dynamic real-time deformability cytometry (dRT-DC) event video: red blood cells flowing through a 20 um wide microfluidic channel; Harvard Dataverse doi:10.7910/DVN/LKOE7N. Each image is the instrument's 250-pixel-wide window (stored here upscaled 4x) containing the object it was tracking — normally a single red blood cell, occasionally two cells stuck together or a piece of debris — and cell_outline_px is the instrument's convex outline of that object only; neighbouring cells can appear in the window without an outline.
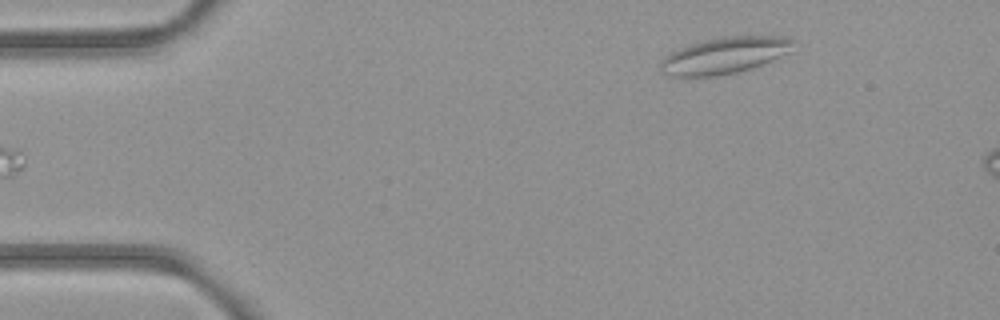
{"species": "common noctule bat (a hibernating species)", "species_latin": "Nyctalus noctula", "temperature_condition": "room temperature", "stored_images_in_passage": 4, "camera_frame_rate_fps": 3000, "um_per_image_px": 0.085, "animal": {"sex": "female", "body_mass_g": 21.9}, "frame": {"image": 1, "passage_image": 4, "time_ms": 3.333, "image_size_px": [1000, 320], "cell_outline_px": [[792, 52], [752, 68], [736, 72], [716, 76], [672, 76], [664, 72], [660, 68], [660, 60], [668, 52], [704, 40], [724, 36], [784, 36], [792, 40]], "centroid_in_image_um": [61.58, 4.7], "position_along_channel_um": 23.4, "area_um2": 28.09}}